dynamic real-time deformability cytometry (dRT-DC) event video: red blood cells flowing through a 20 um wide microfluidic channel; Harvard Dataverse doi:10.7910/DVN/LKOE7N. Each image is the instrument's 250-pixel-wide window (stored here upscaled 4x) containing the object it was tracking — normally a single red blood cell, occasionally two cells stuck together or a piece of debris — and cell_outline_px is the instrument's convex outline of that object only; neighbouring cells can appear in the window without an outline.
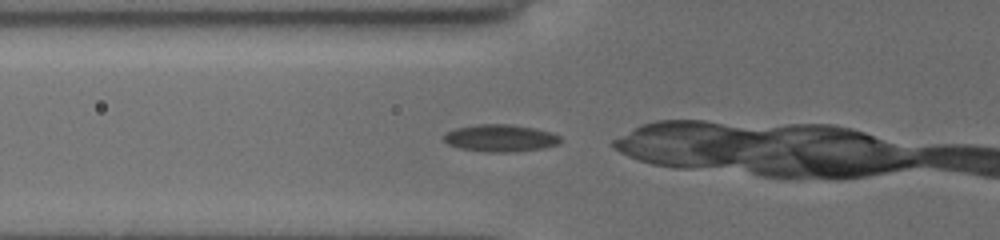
{"species": "common noctule bat (a hibernating species)", "species_latin": "Nyctalus noctula", "temperature_condition": "cold", "stored_images_in_passage": 40, "camera_frame_rate_fps": 3000, "um_per_image_px": 0.085, "animal": {"sex": "female", "body_mass_g": 19.5, "forearm_length_mm": 54.1}, "frame": {"image": 1, "passage_image": 14, "time_ms": 4.333, "image_size_px": [1000, 240], "cell_outline_px": [[560, 144], [544, 148], [516, 152], [484, 152], [460, 148], [448, 144], [444, 140], [444, 136], [448, 132], [460, 128], [480, 124], [508, 124], [532, 128], [548, 132], [560, 136]], "centroid_in_image_um": [42.56, 11.76], "position_along_channel_um": 83.2, "area_um2": 18.21}}
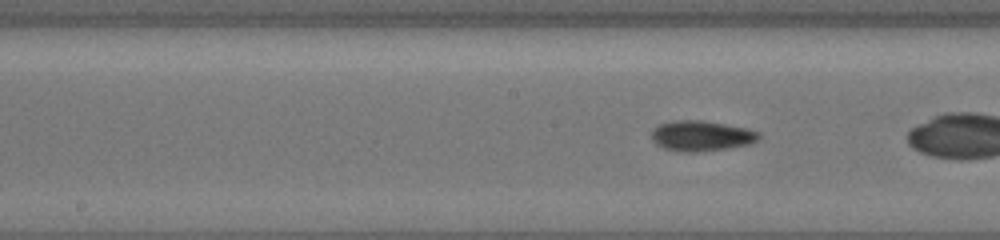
{"frame": {"image": 2, "passage_image": 22, "time_ms": 7.0, "image_size_px": [1000, 240], "cell_outline_px": [[760, 136], [756, 140], [748, 144], [728, 148], [696, 152], [676, 152], [664, 148], [656, 144], [652, 140], [652, 132], [660, 124], [680, 120], [696, 120], [744, 128], [760, 132]], "centroid_in_image_um": [59.58, 11.57], "position_along_channel_um": 188.6, "area_um2": 18.55}}
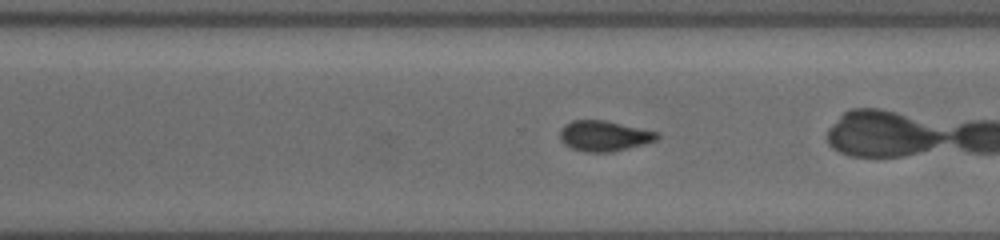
{"frame": {"image": 3, "passage_image": 32, "time_ms": 10.333, "image_size_px": [1000, 240], "cell_outline_px": [[660, 136], [656, 140], [644, 144], [612, 152], [584, 152], [572, 148], [564, 144], [560, 140], [560, 132], [572, 120], [604, 120], [656, 132]], "centroid_in_image_um": [51.34, 11.57], "position_along_channel_um": 319.3, "area_um2": 16.94}, "authors_computed_cell_mechanics": {"area_um2": 18.207, "velocity_mm_per_s": 3.9425, "shape_relaxation_time_tau1_ms": 4.4619, "shape_relaxation_time_tau2_ms": null, "deformation_change_tau1": 0.1159, "deformation_change_tau2": null}}